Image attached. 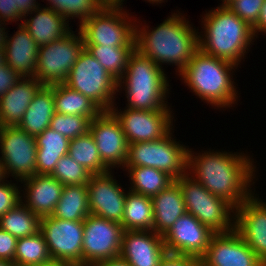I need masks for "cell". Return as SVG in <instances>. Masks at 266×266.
<instances>
[{"instance_id":"6da1fadb","label":"cell","mask_w":266,"mask_h":266,"mask_svg":"<svg viewBox=\"0 0 266 266\" xmlns=\"http://www.w3.org/2000/svg\"><path fill=\"white\" fill-rule=\"evenodd\" d=\"M192 152L189 148L187 174L211 194L225 199L235 208L253 194L250 187L256 166L250 156L214 150L202 154Z\"/></svg>"},{"instance_id":"7a4b0ae2","label":"cell","mask_w":266,"mask_h":266,"mask_svg":"<svg viewBox=\"0 0 266 266\" xmlns=\"http://www.w3.org/2000/svg\"><path fill=\"white\" fill-rule=\"evenodd\" d=\"M136 24L135 49L150 58L160 68L164 64H174L178 71L189 63L199 50L198 35L189 21L179 13H173L156 28Z\"/></svg>"},{"instance_id":"3957f363","label":"cell","mask_w":266,"mask_h":266,"mask_svg":"<svg viewBox=\"0 0 266 266\" xmlns=\"http://www.w3.org/2000/svg\"><path fill=\"white\" fill-rule=\"evenodd\" d=\"M204 35H198L199 50L238 66L255 36L252 27L226 6H218L202 17Z\"/></svg>"},{"instance_id":"277c9868","label":"cell","mask_w":266,"mask_h":266,"mask_svg":"<svg viewBox=\"0 0 266 266\" xmlns=\"http://www.w3.org/2000/svg\"><path fill=\"white\" fill-rule=\"evenodd\" d=\"M237 67L198 50L178 75L201 100L218 108H227L237 103L231 75Z\"/></svg>"},{"instance_id":"5b68a950","label":"cell","mask_w":266,"mask_h":266,"mask_svg":"<svg viewBox=\"0 0 266 266\" xmlns=\"http://www.w3.org/2000/svg\"><path fill=\"white\" fill-rule=\"evenodd\" d=\"M164 72L150 58L134 49L124 75L118 80V88H124L126 92V108L141 111L170 109L165 101L170 85Z\"/></svg>"},{"instance_id":"8992f818","label":"cell","mask_w":266,"mask_h":266,"mask_svg":"<svg viewBox=\"0 0 266 266\" xmlns=\"http://www.w3.org/2000/svg\"><path fill=\"white\" fill-rule=\"evenodd\" d=\"M122 9V4L108 2L99 12L79 24L84 45L135 47V19H130L134 17L131 14L129 17Z\"/></svg>"},{"instance_id":"52a82bcc","label":"cell","mask_w":266,"mask_h":266,"mask_svg":"<svg viewBox=\"0 0 266 266\" xmlns=\"http://www.w3.org/2000/svg\"><path fill=\"white\" fill-rule=\"evenodd\" d=\"M174 181L181 189L187 213L215 233H226L235 229V216L231 214H235V207L232 204L211 194L189 174Z\"/></svg>"},{"instance_id":"ba28073f","label":"cell","mask_w":266,"mask_h":266,"mask_svg":"<svg viewBox=\"0 0 266 266\" xmlns=\"http://www.w3.org/2000/svg\"><path fill=\"white\" fill-rule=\"evenodd\" d=\"M172 130L155 141L128 144L125 167H151L166 172L174 180L188 173V146L172 138ZM188 147V148H187Z\"/></svg>"},{"instance_id":"9c48e42d","label":"cell","mask_w":266,"mask_h":266,"mask_svg":"<svg viewBox=\"0 0 266 266\" xmlns=\"http://www.w3.org/2000/svg\"><path fill=\"white\" fill-rule=\"evenodd\" d=\"M63 84L87 96L102 111H110L115 104L114 95L120 90L118 80L85 48Z\"/></svg>"},{"instance_id":"30bf717a","label":"cell","mask_w":266,"mask_h":266,"mask_svg":"<svg viewBox=\"0 0 266 266\" xmlns=\"http://www.w3.org/2000/svg\"><path fill=\"white\" fill-rule=\"evenodd\" d=\"M72 30L64 37L39 46L35 79L42 85L62 84L84 49L81 33Z\"/></svg>"},{"instance_id":"8fae6325","label":"cell","mask_w":266,"mask_h":266,"mask_svg":"<svg viewBox=\"0 0 266 266\" xmlns=\"http://www.w3.org/2000/svg\"><path fill=\"white\" fill-rule=\"evenodd\" d=\"M53 262L63 266H82L83 221H68L53 216L40 219L39 230Z\"/></svg>"},{"instance_id":"7c38bea8","label":"cell","mask_w":266,"mask_h":266,"mask_svg":"<svg viewBox=\"0 0 266 266\" xmlns=\"http://www.w3.org/2000/svg\"><path fill=\"white\" fill-rule=\"evenodd\" d=\"M83 223L82 266L119 258L124 231L120 223L92 214Z\"/></svg>"},{"instance_id":"4fadbf2b","label":"cell","mask_w":266,"mask_h":266,"mask_svg":"<svg viewBox=\"0 0 266 266\" xmlns=\"http://www.w3.org/2000/svg\"><path fill=\"white\" fill-rule=\"evenodd\" d=\"M0 149L6 178L12 176L20 182L36 174L37 145L34 136L18 126H2Z\"/></svg>"},{"instance_id":"5bb4252c","label":"cell","mask_w":266,"mask_h":266,"mask_svg":"<svg viewBox=\"0 0 266 266\" xmlns=\"http://www.w3.org/2000/svg\"><path fill=\"white\" fill-rule=\"evenodd\" d=\"M110 111L121 124L128 144L161 139L173 130V112L170 109L141 111L125 108L118 111L113 106Z\"/></svg>"},{"instance_id":"9a60e30c","label":"cell","mask_w":266,"mask_h":266,"mask_svg":"<svg viewBox=\"0 0 266 266\" xmlns=\"http://www.w3.org/2000/svg\"><path fill=\"white\" fill-rule=\"evenodd\" d=\"M89 132L94 137L100 158L109 169L123 166L128 157V143L120 122L111 111H101L90 121Z\"/></svg>"},{"instance_id":"2e32d148","label":"cell","mask_w":266,"mask_h":266,"mask_svg":"<svg viewBox=\"0 0 266 266\" xmlns=\"http://www.w3.org/2000/svg\"><path fill=\"white\" fill-rule=\"evenodd\" d=\"M215 232L199 222L192 214L185 213L163 235L167 252L201 258L207 251Z\"/></svg>"},{"instance_id":"e0dca14e","label":"cell","mask_w":266,"mask_h":266,"mask_svg":"<svg viewBox=\"0 0 266 266\" xmlns=\"http://www.w3.org/2000/svg\"><path fill=\"white\" fill-rule=\"evenodd\" d=\"M112 171L90 176L88 189L90 214L122 223L126 192L111 175Z\"/></svg>"},{"instance_id":"ac0fdd59","label":"cell","mask_w":266,"mask_h":266,"mask_svg":"<svg viewBox=\"0 0 266 266\" xmlns=\"http://www.w3.org/2000/svg\"><path fill=\"white\" fill-rule=\"evenodd\" d=\"M201 262L202 266H265L235 229L215 233Z\"/></svg>"},{"instance_id":"d6986e66","label":"cell","mask_w":266,"mask_h":266,"mask_svg":"<svg viewBox=\"0 0 266 266\" xmlns=\"http://www.w3.org/2000/svg\"><path fill=\"white\" fill-rule=\"evenodd\" d=\"M234 215L235 230L266 266V202L253 193Z\"/></svg>"},{"instance_id":"ffe728a7","label":"cell","mask_w":266,"mask_h":266,"mask_svg":"<svg viewBox=\"0 0 266 266\" xmlns=\"http://www.w3.org/2000/svg\"><path fill=\"white\" fill-rule=\"evenodd\" d=\"M167 253L162 235L154 231H123L119 257L130 266H159Z\"/></svg>"},{"instance_id":"44dd1931","label":"cell","mask_w":266,"mask_h":266,"mask_svg":"<svg viewBox=\"0 0 266 266\" xmlns=\"http://www.w3.org/2000/svg\"><path fill=\"white\" fill-rule=\"evenodd\" d=\"M20 182L26 188L21 202L40 218L52 215L64 185L51 174H35Z\"/></svg>"},{"instance_id":"7402d4cb","label":"cell","mask_w":266,"mask_h":266,"mask_svg":"<svg viewBox=\"0 0 266 266\" xmlns=\"http://www.w3.org/2000/svg\"><path fill=\"white\" fill-rule=\"evenodd\" d=\"M12 37L6 33L3 48L6 64L21 77H35L39 46L21 24Z\"/></svg>"},{"instance_id":"603a6c76","label":"cell","mask_w":266,"mask_h":266,"mask_svg":"<svg viewBox=\"0 0 266 266\" xmlns=\"http://www.w3.org/2000/svg\"><path fill=\"white\" fill-rule=\"evenodd\" d=\"M43 85L34 77H22L0 98V127L18 126L28 105Z\"/></svg>"},{"instance_id":"cb8c5ba5","label":"cell","mask_w":266,"mask_h":266,"mask_svg":"<svg viewBox=\"0 0 266 266\" xmlns=\"http://www.w3.org/2000/svg\"><path fill=\"white\" fill-rule=\"evenodd\" d=\"M35 15L30 19H24L23 25L30 33L33 40L38 44V46H43L45 44L52 43L66 34L71 30L69 27V22L66 19L49 7L34 9L31 13Z\"/></svg>"},{"instance_id":"d4e9b609","label":"cell","mask_w":266,"mask_h":266,"mask_svg":"<svg viewBox=\"0 0 266 266\" xmlns=\"http://www.w3.org/2000/svg\"><path fill=\"white\" fill-rule=\"evenodd\" d=\"M154 232L165 235L186 211L179 185L174 181L166 189L152 197Z\"/></svg>"},{"instance_id":"484cf974","label":"cell","mask_w":266,"mask_h":266,"mask_svg":"<svg viewBox=\"0 0 266 266\" xmlns=\"http://www.w3.org/2000/svg\"><path fill=\"white\" fill-rule=\"evenodd\" d=\"M55 113L53 85H43L28 105L18 127L36 137L49 127Z\"/></svg>"},{"instance_id":"4316f807","label":"cell","mask_w":266,"mask_h":266,"mask_svg":"<svg viewBox=\"0 0 266 266\" xmlns=\"http://www.w3.org/2000/svg\"><path fill=\"white\" fill-rule=\"evenodd\" d=\"M36 174H51L61 157L68 154L69 139L48 127L35 137Z\"/></svg>"},{"instance_id":"83f0119b","label":"cell","mask_w":266,"mask_h":266,"mask_svg":"<svg viewBox=\"0 0 266 266\" xmlns=\"http://www.w3.org/2000/svg\"><path fill=\"white\" fill-rule=\"evenodd\" d=\"M121 225L124 231H154L152 198L128 190Z\"/></svg>"},{"instance_id":"f1b7e54d","label":"cell","mask_w":266,"mask_h":266,"mask_svg":"<svg viewBox=\"0 0 266 266\" xmlns=\"http://www.w3.org/2000/svg\"><path fill=\"white\" fill-rule=\"evenodd\" d=\"M89 214L87 185H65L51 216L68 221H84Z\"/></svg>"},{"instance_id":"f546056e","label":"cell","mask_w":266,"mask_h":266,"mask_svg":"<svg viewBox=\"0 0 266 266\" xmlns=\"http://www.w3.org/2000/svg\"><path fill=\"white\" fill-rule=\"evenodd\" d=\"M56 113L95 118L102 110L87 96L70 89L65 84L53 85Z\"/></svg>"},{"instance_id":"4dcf8cb0","label":"cell","mask_w":266,"mask_h":266,"mask_svg":"<svg viewBox=\"0 0 266 266\" xmlns=\"http://www.w3.org/2000/svg\"><path fill=\"white\" fill-rule=\"evenodd\" d=\"M131 177L130 191L153 197L166 189L174 179L166 172L151 167H126Z\"/></svg>"},{"instance_id":"1f68e13d","label":"cell","mask_w":266,"mask_h":266,"mask_svg":"<svg viewBox=\"0 0 266 266\" xmlns=\"http://www.w3.org/2000/svg\"><path fill=\"white\" fill-rule=\"evenodd\" d=\"M68 155L92 175L110 171L102 162L94 137L89 131L69 141Z\"/></svg>"},{"instance_id":"d6a6232c","label":"cell","mask_w":266,"mask_h":266,"mask_svg":"<svg viewBox=\"0 0 266 266\" xmlns=\"http://www.w3.org/2000/svg\"><path fill=\"white\" fill-rule=\"evenodd\" d=\"M40 217L20 202L0 217V228L18 238L35 235L40 230Z\"/></svg>"},{"instance_id":"836d02e7","label":"cell","mask_w":266,"mask_h":266,"mask_svg":"<svg viewBox=\"0 0 266 266\" xmlns=\"http://www.w3.org/2000/svg\"><path fill=\"white\" fill-rule=\"evenodd\" d=\"M52 262L47 244L40 231L35 235L17 239L14 255L16 266L41 265Z\"/></svg>"},{"instance_id":"e575fe53","label":"cell","mask_w":266,"mask_h":266,"mask_svg":"<svg viewBox=\"0 0 266 266\" xmlns=\"http://www.w3.org/2000/svg\"><path fill=\"white\" fill-rule=\"evenodd\" d=\"M84 48L97 59V61L116 80L125 73L128 59L135 47H118L102 45H84Z\"/></svg>"},{"instance_id":"d590c367","label":"cell","mask_w":266,"mask_h":266,"mask_svg":"<svg viewBox=\"0 0 266 266\" xmlns=\"http://www.w3.org/2000/svg\"><path fill=\"white\" fill-rule=\"evenodd\" d=\"M49 8L61 14L66 20L77 17L81 24L87 18L99 12L108 0H47Z\"/></svg>"},{"instance_id":"8d00e7d4","label":"cell","mask_w":266,"mask_h":266,"mask_svg":"<svg viewBox=\"0 0 266 266\" xmlns=\"http://www.w3.org/2000/svg\"><path fill=\"white\" fill-rule=\"evenodd\" d=\"M51 175L65 185H86L92 175L68 154L57 162Z\"/></svg>"},{"instance_id":"74e56055","label":"cell","mask_w":266,"mask_h":266,"mask_svg":"<svg viewBox=\"0 0 266 266\" xmlns=\"http://www.w3.org/2000/svg\"><path fill=\"white\" fill-rule=\"evenodd\" d=\"M90 121L85 116L55 113L49 127L71 140L86 134L89 131Z\"/></svg>"},{"instance_id":"f35d334b","label":"cell","mask_w":266,"mask_h":266,"mask_svg":"<svg viewBox=\"0 0 266 266\" xmlns=\"http://www.w3.org/2000/svg\"><path fill=\"white\" fill-rule=\"evenodd\" d=\"M265 0H234L228 7L241 20L253 27L260 16L261 8Z\"/></svg>"},{"instance_id":"ab89813d","label":"cell","mask_w":266,"mask_h":266,"mask_svg":"<svg viewBox=\"0 0 266 266\" xmlns=\"http://www.w3.org/2000/svg\"><path fill=\"white\" fill-rule=\"evenodd\" d=\"M6 181L0 183V217L16 207L22 200L19 187L15 183Z\"/></svg>"},{"instance_id":"60d3db41","label":"cell","mask_w":266,"mask_h":266,"mask_svg":"<svg viewBox=\"0 0 266 266\" xmlns=\"http://www.w3.org/2000/svg\"><path fill=\"white\" fill-rule=\"evenodd\" d=\"M17 238L0 228V260L14 263Z\"/></svg>"},{"instance_id":"b9f144b4","label":"cell","mask_w":266,"mask_h":266,"mask_svg":"<svg viewBox=\"0 0 266 266\" xmlns=\"http://www.w3.org/2000/svg\"><path fill=\"white\" fill-rule=\"evenodd\" d=\"M22 77L7 64L0 67V98L5 95Z\"/></svg>"},{"instance_id":"7bdbcfd3","label":"cell","mask_w":266,"mask_h":266,"mask_svg":"<svg viewBox=\"0 0 266 266\" xmlns=\"http://www.w3.org/2000/svg\"><path fill=\"white\" fill-rule=\"evenodd\" d=\"M159 266H202L201 258L167 253Z\"/></svg>"},{"instance_id":"ee69618b","label":"cell","mask_w":266,"mask_h":266,"mask_svg":"<svg viewBox=\"0 0 266 266\" xmlns=\"http://www.w3.org/2000/svg\"><path fill=\"white\" fill-rule=\"evenodd\" d=\"M39 6L40 4H38L36 0H14V17L18 21H22V18L26 19L28 13H31L34 9L39 8Z\"/></svg>"},{"instance_id":"f6af8a7d","label":"cell","mask_w":266,"mask_h":266,"mask_svg":"<svg viewBox=\"0 0 266 266\" xmlns=\"http://www.w3.org/2000/svg\"><path fill=\"white\" fill-rule=\"evenodd\" d=\"M18 21L14 17V0H0V21L5 22Z\"/></svg>"},{"instance_id":"bcb514c9","label":"cell","mask_w":266,"mask_h":266,"mask_svg":"<svg viewBox=\"0 0 266 266\" xmlns=\"http://www.w3.org/2000/svg\"><path fill=\"white\" fill-rule=\"evenodd\" d=\"M253 34L257 38L258 32L266 34V0L261 8L260 16L257 23L252 27ZM257 33V34H256Z\"/></svg>"},{"instance_id":"7dc6e473","label":"cell","mask_w":266,"mask_h":266,"mask_svg":"<svg viewBox=\"0 0 266 266\" xmlns=\"http://www.w3.org/2000/svg\"><path fill=\"white\" fill-rule=\"evenodd\" d=\"M93 266H130V265L126 261H124L122 258L119 257V258L110 259L107 261L96 263Z\"/></svg>"},{"instance_id":"c3c4849f","label":"cell","mask_w":266,"mask_h":266,"mask_svg":"<svg viewBox=\"0 0 266 266\" xmlns=\"http://www.w3.org/2000/svg\"><path fill=\"white\" fill-rule=\"evenodd\" d=\"M3 22L0 21V50H3L4 45H5V38H6V32H5V27Z\"/></svg>"},{"instance_id":"681fc988","label":"cell","mask_w":266,"mask_h":266,"mask_svg":"<svg viewBox=\"0 0 266 266\" xmlns=\"http://www.w3.org/2000/svg\"><path fill=\"white\" fill-rule=\"evenodd\" d=\"M5 179H6V175H5V173H4L3 163H2V161L0 160V183H1L2 181H5Z\"/></svg>"},{"instance_id":"f907efd6","label":"cell","mask_w":266,"mask_h":266,"mask_svg":"<svg viewBox=\"0 0 266 266\" xmlns=\"http://www.w3.org/2000/svg\"><path fill=\"white\" fill-rule=\"evenodd\" d=\"M6 64L5 62V54L3 50H0V67Z\"/></svg>"},{"instance_id":"816d5d0a","label":"cell","mask_w":266,"mask_h":266,"mask_svg":"<svg viewBox=\"0 0 266 266\" xmlns=\"http://www.w3.org/2000/svg\"><path fill=\"white\" fill-rule=\"evenodd\" d=\"M21 266H63V265L55 263V262H52V263L41 264V265H21Z\"/></svg>"},{"instance_id":"f5cc1de1","label":"cell","mask_w":266,"mask_h":266,"mask_svg":"<svg viewBox=\"0 0 266 266\" xmlns=\"http://www.w3.org/2000/svg\"><path fill=\"white\" fill-rule=\"evenodd\" d=\"M0 266H16V265L9 261L0 260Z\"/></svg>"},{"instance_id":"db71d44e","label":"cell","mask_w":266,"mask_h":266,"mask_svg":"<svg viewBox=\"0 0 266 266\" xmlns=\"http://www.w3.org/2000/svg\"><path fill=\"white\" fill-rule=\"evenodd\" d=\"M223 3L220 6H227L234 0H221Z\"/></svg>"},{"instance_id":"11a10c76","label":"cell","mask_w":266,"mask_h":266,"mask_svg":"<svg viewBox=\"0 0 266 266\" xmlns=\"http://www.w3.org/2000/svg\"><path fill=\"white\" fill-rule=\"evenodd\" d=\"M147 1L150 2V3H153V4L154 3H157V4L159 3L160 4V3L164 2V0H147Z\"/></svg>"},{"instance_id":"9f6ffc18","label":"cell","mask_w":266,"mask_h":266,"mask_svg":"<svg viewBox=\"0 0 266 266\" xmlns=\"http://www.w3.org/2000/svg\"><path fill=\"white\" fill-rule=\"evenodd\" d=\"M109 2H118L120 4H123L124 0H108Z\"/></svg>"}]
</instances>
